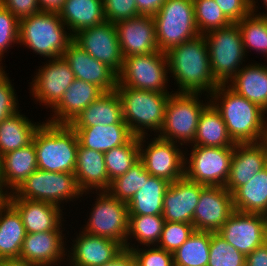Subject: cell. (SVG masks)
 Here are the masks:
<instances>
[{
  "label": "cell",
  "instance_id": "cell-1",
  "mask_svg": "<svg viewBox=\"0 0 267 266\" xmlns=\"http://www.w3.org/2000/svg\"><path fill=\"white\" fill-rule=\"evenodd\" d=\"M168 70L179 83V93L210 94L218 87L209 58V48L204 35L183 42L166 52Z\"/></svg>",
  "mask_w": 267,
  "mask_h": 266
},
{
  "label": "cell",
  "instance_id": "cell-2",
  "mask_svg": "<svg viewBox=\"0 0 267 266\" xmlns=\"http://www.w3.org/2000/svg\"><path fill=\"white\" fill-rule=\"evenodd\" d=\"M227 84H219L210 97L221 98L220 104L212 101L226 124L229 136L235 144L258 143L261 141L265 122L264 113L260 106L245 97L236 94ZM259 140V141H258Z\"/></svg>",
  "mask_w": 267,
  "mask_h": 266
},
{
  "label": "cell",
  "instance_id": "cell-3",
  "mask_svg": "<svg viewBox=\"0 0 267 266\" xmlns=\"http://www.w3.org/2000/svg\"><path fill=\"white\" fill-rule=\"evenodd\" d=\"M32 141L38 169L74 173L79 141L76 131L70 125L49 122L40 124Z\"/></svg>",
  "mask_w": 267,
  "mask_h": 266
},
{
  "label": "cell",
  "instance_id": "cell-4",
  "mask_svg": "<svg viewBox=\"0 0 267 266\" xmlns=\"http://www.w3.org/2000/svg\"><path fill=\"white\" fill-rule=\"evenodd\" d=\"M64 26L58 12L40 11L19 20V42L41 56L62 57L73 41V33L67 35Z\"/></svg>",
  "mask_w": 267,
  "mask_h": 266
},
{
  "label": "cell",
  "instance_id": "cell-5",
  "mask_svg": "<svg viewBox=\"0 0 267 266\" xmlns=\"http://www.w3.org/2000/svg\"><path fill=\"white\" fill-rule=\"evenodd\" d=\"M116 91L122 102L123 120L134 136H145V128L161 132L171 94L129 87H117Z\"/></svg>",
  "mask_w": 267,
  "mask_h": 266
},
{
  "label": "cell",
  "instance_id": "cell-6",
  "mask_svg": "<svg viewBox=\"0 0 267 266\" xmlns=\"http://www.w3.org/2000/svg\"><path fill=\"white\" fill-rule=\"evenodd\" d=\"M153 18L156 42L161 52L166 53L173 47L200 35L192 0H166Z\"/></svg>",
  "mask_w": 267,
  "mask_h": 266
},
{
  "label": "cell",
  "instance_id": "cell-7",
  "mask_svg": "<svg viewBox=\"0 0 267 266\" xmlns=\"http://www.w3.org/2000/svg\"><path fill=\"white\" fill-rule=\"evenodd\" d=\"M204 37L209 48L213 76L219 84H226L240 70L238 67L245 56L238 24L231 23L212 30L204 34Z\"/></svg>",
  "mask_w": 267,
  "mask_h": 266
},
{
  "label": "cell",
  "instance_id": "cell-8",
  "mask_svg": "<svg viewBox=\"0 0 267 266\" xmlns=\"http://www.w3.org/2000/svg\"><path fill=\"white\" fill-rule=\"evenodd\" d=\"M168 60L166 53L132 55L124 58L118 74L117 87H129L145 91L169 93L165 88Z\"/></svg>",
  "mask_w": 267,
  "mask_h": 266
},
{
  "label": "cell",
  "instance_id": "cell-9",
  "mask_svg": "<svg viewBox=\"0 0 267 266\" xmlns=\"http://www.w3.org/2000/svg\"><path fill=\"white\" fill-rule=\"evenodd\" d=\"M198 93H174L168 99L160 138L170 140L179 139L194 141L198 121L204 105L198 101ZM203 104V105H201Z\"/></svg>",
  "mask_w": 267,
  "mask_h": 266
},
{
  "label": "cell",
  "instance_id": "cell-10",
  "mask_svg": "<svg viewBox=\"0 0 267 266\" xmlns=\"http://www.w3.org/2000/svg\"><path fill=\"white\" fill-rule=\"evenodd\" d=\"M19 198L44 201L59 206V202L83 194L74 173L48 172L37 169L13 192ZM59 201V202H58Z\"/></svg>",
  "mask_w": 267,
  "mask_h": 266
},
{
  "label": "cell",
  "instance_id": "cell-11",
  "mask_svg": "<svg viewBox=\"0 0 267 266\" xmlns=\"http://www.w3.org/2000/svg\"><path fill=\"white\" fill-rule=\"evenodd\" d=\"M89 220L84 229L85 233L115 240L124 249L129 247L127 243L129 215L126 202L103 191L99 194Z\"/></svg>",
  "mask_w": 267,
  "mask_h": 266
},
{
  "label": "cell",
  "instance_id": "cell-12",
  "mask_svg": "<svg viewBox=\"0 0 267 266\" xmlns=\"http://www.w3.org/2000/svg\"><path fill=\"white\" fill-rule=\"evenodd\" d=\"M184 176L205 186H225L234 146L206 147L193 146Z\"/></svg>",
  "mask_w": 267,
  "mask_h": 266
},
{
  "label": "cell",
  "instance_id": "cell-13",
  "mask_svg": "<svg viewBox=\"0 0 267 266\" xmlns=\"http://www.w3.org/2000/svg\"><path fill=\"white\" fill-rule=\"evenodd\" d=\"M73 41L96 60L108 65L117 74L123 67V56L115 25L104 21L73 34Z\"/></svg>",
  "mask_w": 267,
  "mask_h": 266
},
{
  "label": "cell",
  "instance_id": "cell-14",
  "mask_svg": "<svg viewBox=\"0 0 267 266\" xmlns=\"http://www.w3.org/2000/svg\"><path fill=\"white\" fill-rule=\"evenodd\" d=\"M143 139H145V136L139 137V160L151 176L166 179L170 183L184 176L186 159L176 147L175 142L158 136L145 150L141 149L144 145L142 144Z\"/></svg>",
  "mask_w": 267,
  "mask_h": 266
},
{
  "label": "cell",
  "instance_id": "cell-15",
  "mask_svg": "<svg viewBox=\"0 0 267 266\" xmlns=\"http://www.w3.org/2000/svg\"><path fill=\"white\" fill-rule=\"evenodd\" d=\"M218 233L245 256L267 241L263 214L234 211Z\"/></svg>",
  "mask_w": 267,
  "mask_h": 266
},
{
  "label": "cell",
  "instance_id": "cell-16",
  "mask_svg": "<svg viewBox=\"0 0 267 266\" xmlns=\"http://www.w3.org/2000/svg\"><path fill=\"white\" fill-rule=\"evenodd\" d=\"M234 211L232 194L224 186H204L194 210V230L216 233Z\"/></svg>",
  "mask_w": 267,
  "mask_h": 266
},
{
  "label": "cell",
  "instance_id": "cell-17",
  "mask_svg": "<svg viewBox=\"0 0 267 266\" xmlns=\"http://www.w3.org/2000/svg\"><path fill=\"white\" fill-rule=\"evenodd\" d=\"M63 58L70 65L75 78L98 86L104 93L116 91L118 74L108 65L96 60L72 41Z\"/></svg>",
  "mask_w": 267,
  "mask_h": 266
},
{
  "label": "cell",
  "instance_id": "cell-18",
  "mask_svg": "<svg viewBox=\"0 0 267 266\" xmlns=\"http://www.w3.org/2000/svg\"><path fill=\"white\" fill-rule=\"evenodd\" d=\"M114 25L123 58L159 51L153 16L139 15Z\"/></svg>",
  "mask_w": 267,
  "mask_h": 266
},
{
  "label": "cell",
  "instance_id": "cell-19",
  "mask_svg": "<svg viewBox=\"0 0 267 266\" xmlns=\"http://www.w3.org/2000/svg\"><path fill=\"white\" fill-rule=\"evenodd\" d=\"M51 60L39 69L31 93L38 101L53 108L76 78L63 56Z\"/></svg>",
  "mask_w": 267,
  "mask_h": 266
},
{
  "label": "cell",
  "instance_id": "cell-20",
  "mask_svg": "<svg viewBox=\"0 0 267 266\" xmlns=\"http://www.w3.org/2000/svg\"><path fill=\"white\" fill-rule=\"evenodd\" d=\"M204 186L185 176L170 183L164 194V220L192 224L194 210Z\"/></svg>",
  "mask_w": 267,
  "mask_h": 266
},
{
  "label": "cell",
  "instance_id": "cell-21",
  "mask_svg": "<svg viewBox=\"0 0 267 266\" xmlns=\"http://www.w3.org/2000/svg\"><path fill=\"white\" fill-rule=\"evenodd\" d=\"M267 167V152L259 143L235 144L225 188L232 194Z\"/></svg>",
  "mask_w": 267,
  "mask_h": 266
},
{
  "label": "cell",
  "instance_id": "cell-22",
  "mask_svg": "<svg viewBox=\"0 0 267 266\" xmlns=\"http://www.w3.org/2000/svg\"><path fill=\"white\" fill-rule=\"evenodd\" d=\"M10 203L20 213L26 233L54 231L61 225V209L59 206L11 194Z\"/></svg>",
  "mask_w": 267,
  "mask_h": 266
},
{
  "label": "cell",
  "instance_id": "cell-23",
  "mask_svg": "<svg viewBox=\"0 0 267 266\" xmlns=\"http://www.w3.org/2000/svg\"><path fill=\"white\" fill-rule=\"evenodd\" d=\"M79 234L71 256L73 266H101L112 261L124 247L117 241L82 232ZM74 262V263H73Z\"/></svg>",
  "mask_w": 267,
  "mask_h": 266
},
{
  "label": "cell",
  "instance_id": "cell-24",
  "mask_svg": "<svg viewBox=\"0 0 267 266\" xmlns=\"http://www.w3.org/2000/svg\"><path fill=\"white\" fill-rule=\"evenodd\" d=\"M61 232L58 227L54 231L27 233L22 243L19 258L36 266L57 264L56 262L61 261L65 253Z\"/></svg>",
  "mask_w": 267,
  "mask_h": 266
},
{
  "label": "cell",
  "instance_id": "cell-25",
  "mask_svg": "<svg viewBox=\"0 0 267 266\" xmlns=\"http://www.w3.org/2000/svg\"><path fill=\"white\" fill-rule=\"evenodd\" d=\"M103 94L104 92L98 86L75 79L68 90L63 93L61 100L54 106L55 117L48 122L69 125L86 107Z\"/></svg>",
  "mask_w": 267,
  "mask_h": 266
},
{
  "label": "cell",
  "instance_id": "cell-26",
  "mask_svg": "<svg viewBox=\"0 0 267 266\" xmlns=\"http://www.w3.org/2000/svg\"><path fill=\"white\" fill-rule=\"evenodd\" d=\"M74 175L79 190L83 193L92 188L107 191L110 186L104 153L82 147L80 144L77 149Z\"/></svg>",
  "mask_w": 267,
  "mask_h": 266
},
{
  "label": "cell",
  "instance_id": "cell-27",
  "mask_svg": "<svg viewBox=\"0 0 267 266\" xmlns=\"http://www.w3.org/2000/svg\"><path fill=\"white\" fill-rule=\"evenodd\" d=\"M111 124H126L123 120L122 102L117 91L101 95L69 125L71 127H92Z\"/></svg>",
  "mask_w": 267,
  "mask_h": 266
},
{
  "label": "cell",
  "instance_id": "cell-28",
  "mask_svg": "<svg viewBox=\"0 0 267 266\" xmlns=\"http://www.w3.org/2000/svg\"><path fill=\"white\" fill-rule=\"evenodd\" d=\"M82 147L105 153L126 144L134 135L127 124L95 125L92 127H72Z\"/></svg>",
  "mask_w": 267,
  "mask_h": 266
},
{
  "label": "cell",
  "instance_id": "cell-29",
  "mask_svg": "<svg viewBox=\"0 0 267 266\" xmlns=\"http://www.w3.org/2000/svg\"><path fill=\"white\" fill-rule=\"evenodd\" d=\"M37 169V157L33 141L25 147L5 153L0 159V177L5 185L8 188L11 187L13 191Z\"/></svg>",
  "mask_w": 267,
  "mask_h": 266
},
{
  "label": "cell",
  "instance_id": "cell-30",
  "mask_svg": "<svg viewBox=\"0 0 267 266\" xmlns=\"http://www.w3.org/2000/svg\"><path fill=\"white\" fill-rule=\"evenodd\" d=\"M58 13L74 34L106 21L103 0H64Z\"/></svg>",
  "mask_w": 267,
  "mask_h": 266
},
{
  "label": "cell",
  "instance_id": "cell-31",
  "mask_svg": "<svg viewBox=\"0 0 267 266\" xmlns=\"http://www.w3.org/2000/svg\"><path fill=\"white\" fill-rule=\"evenodd\" d=\"M232 89L267 112V67L250 65L241 68L232 78Z\"/></svg>",
  "mask_w": 267,
  "mask_h": 266
},
{
  "label": "cell",
  "instance_id": "cell-32",
  "mask_svg": "<svg viewBox=\"0 0 267 266\" xmlns=\"http://www.w3.org/2000/svg\"><path fill=\"white\" fill-rule=\"evenodd\" d=\"M170 182L149 176L143 178L141 189L127 203L128 215H162L164 194Z\"/></svg>",
  "mask_w": 267,
  "mask_h": 266
},
{
  "label": "cell",
  "instance_id": "cell-33",
  "mask_svg": "<svg viewBox=\"0 0 267 266\" xmlns=\"http://www.w3.org/2000/svg\"><path fill=\"white\" fill-rule=\"evenodd\" d=\"M193 143L206 147L235 146L221 114L211 102L201 112Z\"/></svg>",
  "mask_w": 267,
  "mask_h": 266
},
{
  "label": "cell",
  "instance_id": "cell-34",
  "mask_svg": "<svg viewBox=\"0 0 267 266\" xmlns=\"http://www.w3.org/2000/svg\"><path fill=\"white\" fill-rule=\"evenodd\" d=\"M26 234L22 217L11 203L0 209V260L19 258Z\"/></svg>",
  "mask_w": 267,
  "mask_h": 266
},
{
  "label": "cell",
  "instance_id": "cell-35",
  "mask_svg": "<svg viewBox=\"0 0 267 266\" xmlns=\"http://www.w3.org/2000/svg\"><path fill=\"white\" fill-rule=\"evenodd\" d=\"M232 198L236 211L264 215L267 212V167L238 187Z\"/></svg>",
  "mask_w": 267,
  "mask_h": 266
},
{
  "label": "cell",
  "instance_id": "cell-36",
  "mask_svg": "<svg viewBox=\"0 0 267 266\" xmlns=\"http://www.w3.org/2000/svg\"><path fill=\"white\" fill-rule=\"evenodd\" d=\"M38 127L18 111L5 118L0 123V157L30 144Z\"/></svg>",
  "mask_w": 267,
  "mask_h": 266
},
{
  "label": "cell",
  "instance_id": "cell-37",
  "mask_svg": "<svg viewBox=\"0 0 267 266\" xmlns=\"http://www.w3.org/2000/svg\"><path fill=\"white\" fill-rule=\"evenodd\" d=\"M211 232L197 231L174 253V266H207L209 261Z\"/></svg>",
  "mask_w": 267,
  "mask_h": 266
},
{
  "label": "cell",
  "instance_id": "cell-38",
  "mask_svg": "<svg viewBox=\"0 0 267 266\" xmlns=\"http://www.w3.org/2000/svg\"><path fill=\"white\" fill-rule=\"evenodd\" d=\"M139 137L133 136L126 144L114 147L104 153L109 182L124 175L139 161Z\"/></svg>",
  "mask_w": 267,
  "mask_h": 266
},
{
  "label": "cell",
  "instance_id": "cell-39",
  "mask_svg": "<svg viewBox=\"0 0 267 266\" xmlns=\"http://www.w3.org/2000/svg\"><path fill=\"white\" fill-rule=\"evenodd\" d=\"M254 15L251 11L241 21L236 22L242 35L244 50L251 47L267 54V14Z\"/></svg>",
  "mask_w": 267,
  "mask_h": 266
},
{
  "label": "cell",
  "instance_id": "cell-40",
  "mask_svg": "<svg viewBox=\"0 0 267 266\" xmlns=\"http://www.w3.org/2000/svg\"><path fill=\"white\" fill-rule=\"evenodd\" d=\"M150 174L145 170L143 163L139 160L124 175L110 182L107 192L120 201L128 203L134 194L141 189L143 178Z\"/></svg>",
  "mask_w": 267,
  "mask_h": 266
},
{
  "label": "cell",
  "instance_id": "cell-41",
  "mask_svg": "<svg viewBox=\"0 0 267 266\" xmlns=\"http://www.w3.org/2000/svg\"><path fill=\"white\" fill-rule=\"evenodd\" d=\"M165 220L162 215H129L128 236L148 246L159 242Z\"/></svg>",
  "mask_w": 267,
  "mask_h": 266
},
{
  "label": "cell",
  "instance_id": "cell-42",
  "mask_svg": "<svg viewBox=\"0 0 267 266\" xmlns=\"http://www.w3.org/2000/svg\"><path fill=\"white\" fill-rule=\"evenodd\" d=\"M194 14L199 34L229 26L232 22L223 14L214 0H195Z\"/></svg>",
  "mask_w": 267,
  "mask_h": 266
},
{
  "label": "cell",
  "instance_id": "cell-43",
  "mask_svg": "<svg viewBox=\"0 0 267 266\" xmlns=\"http://www.w3.org/2000/svg\"><path fill=\"white\" fill-rule=\"evenodd\" d=\"M246 256L230 245L221 235L211 233L207 266H245Z\"/></svg>",
  "mask_w": 267,
  "mask_h": 266
},
{
  "label": "cell",
  "instance_id": "cell-44",
  "mask_svg": "<svg viewBox=\"0 0 267 266\" xmlns=\"http://www.w3.org/2000/svg\"><path fill=\"white\" fill-rule=\"evenodd\" d=\"M193 232V224L165 221L157 247L174 253Z\"/></svg>",
  "mask_w": 267,
  "mask_h": 266
},
{
  "label": "cell",
  "instance_id": "cell-45",
  "mask_svg": "<svg viewBox=\"0 0 267 266\" xmlns=\"http://www.w3.org/2000/svg\"><path fill=\"white\" fill-rule=\"evenodd\" d=\"M125 249L131 251L136 266H174L173 253L160 247L143 251L134 247H125Z\"/></svg>",
  "mask_w": 267,
  "mask_h": 266
},
{
  "label": "cell",
  "instance_id": "cell-46",
  "mask_svg": "<svg viewBox=\"0 0 267 266\" xmlns=\"http://www.w3.org/2000/svg\"><path fill=\"white\" fill-rule=\"evenodd\" d=\"M16 41L19 42V20L0 4V58L7 47Z\"/></svg>",
  "mask_w": 267,
  "mask_h": 266
},
{
  "label": "cell",
  "instance_id": "cell-47",
  "mask_svg": "<svg viewBox=\"0 0 267 266\" xmlns=\"http://www.w3.org/2000/svg\"><path fill=\"white\" fill-rule=\"evenodd\" d=\"M106 21L113 24L139 16L135 0H103Z\"/></svg>",
  "mask_w": 267,
  "mask_h": 266
},
{
  "label": "cell",
  "instance_id": "cell-48",
  "mask_svg": "<svg viewBox=\"0 0 267 266\" xmlns=\"http://www.w3.org/2000/svg\"><path fill=\"white\" fill-rule=\"evenodd\" d=\"M223 14L236 23L246 17L251 11L254 13V0H214Z\"/></svg>",
  "mask_w": 267,
  "mask_h": 266
},
{
  "label": "cell",
  "instance_id": "cell-49",
  "mask_svg": "<svg viewBox=\"0 0 267 266\" xmlns=\"http://www.w3.org/2000/svg\"><path fill=\"white\" fill-rule=\"evenodd\" d=\"M13 89L5 71L2 70L0 72V123L17 112L16 94Z\"/></svg>",
  "mask_w": 267,
  "mask_h": 266
},
{
  "label": "cell",
  "instance_id": "cell-50",
  "mask_svg": "<svg viewBox=\"0 0 267 266\" xmlns=\"http://www.w3.org/2000/svg\"><path fill=\"white\" fill-rule=\"evenodd\" d=\"M0 3L18 20L41 11L38 0H0Z\"/></svg>",
  "mask_w": 267,
  "mask_h": 266
},
{
  "label": "cell",
  "instance_id": "cell-51",
  "mask_svg": "<svg viewBox=\"0 0 267 266\" xmlns=\"http://www.w3.org/2000/svg\"><path fill=\"white\" fill-rule=\"evenodd\" d=\"M245 266H267V241L246 256Z\"/></svg>",
  "mask_w": 267,
  "mask_h": 266
},
{
  "label": "cell",
  "instance_id": "cell-52",
  "mask_svg": "<svg viewBox=\"0 0 267 266\" xmlns=\"http://www.w3.org/2000/svg\"><path fill=\"white\" fill-rule=\"evenodd\" d=\"M166 0H135L139 15L154 16Z\"/></svg>",
  "mask_w": 267,
  "mask_h": 266
},
{
  "label": "cell",
  "instance_id": "cell-53",
  "mask_svg": "<svg viewBox=\"0 0 267 266\" xmlns=\"http://www.w3.org/2000/svg\"><path fill=\"white\" fill-rule=\"evenodd\" d=\"M101 266H136L134 256L130 250L124 249L112 261Z\"/></svg>",
  "mask_w": 267,
  "mask_h": 266
},
{
  "label": "cell",
  "instance_id": "cell-54",
  "mask_svg": "<svg viewBox=\"0 0 267 266\" xmlns=\"http://www.w3.org/2000/svg\"><path fill=\"white\" fill-rule=\"evenodd\" d=\"M41 11L58 12L63 6L64 0H38Z\"/></svg>",
  "mask_w": 267,
  "mask_h": 266
},
{
  "label": "cell",
  "instance_id": "cell-55",
  "mask_svg": "<svg viewBox=\"0 0 267 266\" xmlns=\"http://www.w3.org/2000/svg\"><path fill=\"white\" fill-rule=\"evenodd\" d=\"M0 266H36L21 258H7L0 260Z\"/></svg>",
  "mask_w": 267,
  "mask_h": 266
},
{
  "label": "cell",
  "instance_id": "cell-56",
  "mask_svg": "<svg viewBox=\"0 0 267 266\" xmlns=\"http://www.w3.org/2000/svg\"><path fill=\"white\" fill-rule=\"evenodd\" d=\"M6 187L5 183L3 182L2 178L0 177V209H3L10 203V196L11 194H6L3 192L2 187Z\"/></svg>",
  "mask_w": 267,
  "mask_h": 266
},
{
  "label": "cell",
  "instance_id": "cell-57",
  "mask_svg": "<svg viewBox=\"0 0 267 266\" xmlns=\"http://www.w3.org/2000/svg\"><path fill=\"white\" fill-rule=\"evenodd\" d=\"M260 143L265 147V150L267 152V125L263 128V134Z\"/></svg>",
  "mask_w": 267,
  "mask_h": 266
},
{
  "label": "cell",
  "instance_id": "cell-58",
  "mask_svg": "<svg viewBox=\"0 0 267 266\" xmlns=\"http://www.w3.org/2000/svg\"><path fill=\"white\" fill-rule=\"evenodd\" d=\"M265 216V221H266V231H267V212L264 214Z\"/></svg>",
  "mask_w": 267,
  "mask_h": 266
},
{
  "label": "cell",
  "instance_id": "cell-59",
  "mask_svg": "<svg viewBox=\"0 0 267 266\" xmlns=\"http://www.w3.org/2000/svg\"><path fill=\"white\" fill-rule=\"evenodd\" d=\"M264 1V4L267 6V0H263Z\"/></svg>",
  "mask_w": 267,
  "mask_h": 266
}]
</instances>
